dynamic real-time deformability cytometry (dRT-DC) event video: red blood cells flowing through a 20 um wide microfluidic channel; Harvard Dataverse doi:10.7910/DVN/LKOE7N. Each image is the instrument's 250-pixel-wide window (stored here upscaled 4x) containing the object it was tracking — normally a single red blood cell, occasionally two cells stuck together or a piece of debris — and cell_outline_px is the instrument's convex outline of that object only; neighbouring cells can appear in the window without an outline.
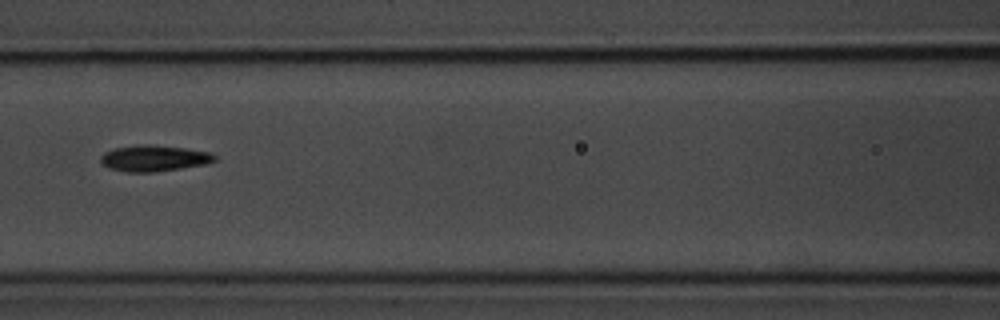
{"species": "common noctule bat (a hibernating species)", "species_latin": "Nyctalus noctula", "temperature_condition": "room temperature", "stored_images_in_passage": 9, "camera_frame_rate_fps": 3000, "um_per_image_px": 0.085, "animal": {"sex": "male", "body_mass_g": 20.1, "forearm_length_mm": 53.5}, "frame": {"image": 1, "passage_image": 7, "time_ms": 7.667, "image_size_px": [1000, 320], "cell_outline_px": [[216, 160], [208, 164], [156, 172], [124, 172], [108, 168], [100, 164], [100, 156], [104, 152], [116, 148], [140, 144], [148, 144], [184, 148], [212, 152], [216, 156]], "centroid_in_image_um": [13.08, 13.46], "position_along_channel_um": 153.5, "area_um2": 17.63}}
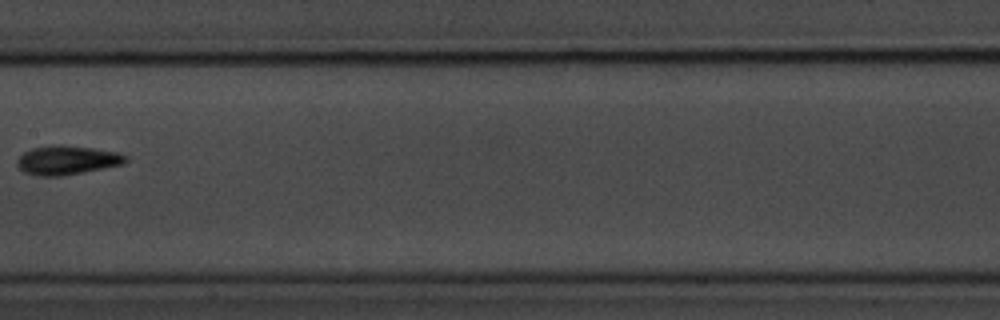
{"frame": {"image": 2, "passage_image": 8, "time_ms": 9.0, "image_size_px": [1000, 320], "cell_outline_px": [[128, 160], [124, 164], [60, 176], [40, 176], [24, 172], [16, 164], [16, 160], [24, 152], [32, 148], [48, 144], [60, 144], [92, 148], [116, 152], [128, 156]], "centroid_in_image_um": [5.68, 13.59], "position_along_channel_um": 201.7, "area_um2": 18.38}}